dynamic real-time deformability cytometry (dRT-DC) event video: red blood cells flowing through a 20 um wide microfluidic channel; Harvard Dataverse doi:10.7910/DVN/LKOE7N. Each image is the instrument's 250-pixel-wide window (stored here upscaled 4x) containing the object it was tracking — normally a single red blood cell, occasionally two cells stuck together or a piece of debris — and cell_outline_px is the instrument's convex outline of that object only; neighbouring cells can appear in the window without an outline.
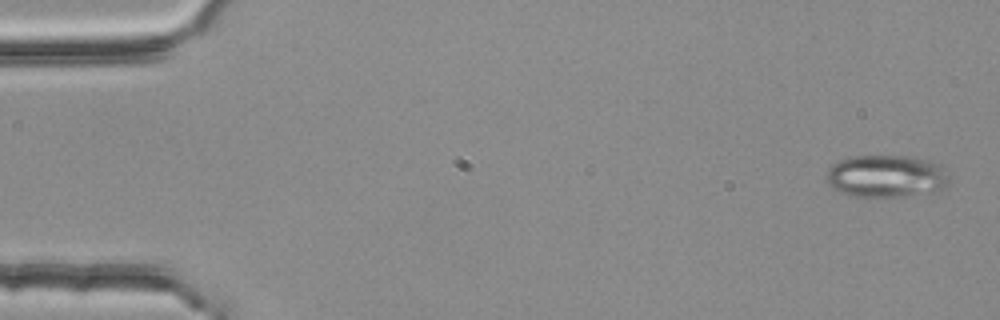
{"species": "common noctule bat (a hibernating species)", "species_latin": "Nyctalus noctula", "temperature_condition": "room temperature", "stored_images_in_passage": 5, "camera_frame_rate_fps": 3000, "um_per_image_px": 0.085, "animal": {"sex": "female", "body_mass_g": 25.1}, "frame": {"image": 1, "passage_image": 1, "time_ms": 0.0, "image_size_px": [1000, 320], "cell_outline_px": [[948, 184], [932, 192], [904, 196], [848, 196], [840, 192], [828, 184], [824, 180], [828, 168], [832, 164], [848, 156], [912, 156], [928, 160], [944, 168], [948, 176]], "centroid_in_image_um": [75.27, 14.97], "position_along_channel_um": 9.7, "area_um2": 30.4}}